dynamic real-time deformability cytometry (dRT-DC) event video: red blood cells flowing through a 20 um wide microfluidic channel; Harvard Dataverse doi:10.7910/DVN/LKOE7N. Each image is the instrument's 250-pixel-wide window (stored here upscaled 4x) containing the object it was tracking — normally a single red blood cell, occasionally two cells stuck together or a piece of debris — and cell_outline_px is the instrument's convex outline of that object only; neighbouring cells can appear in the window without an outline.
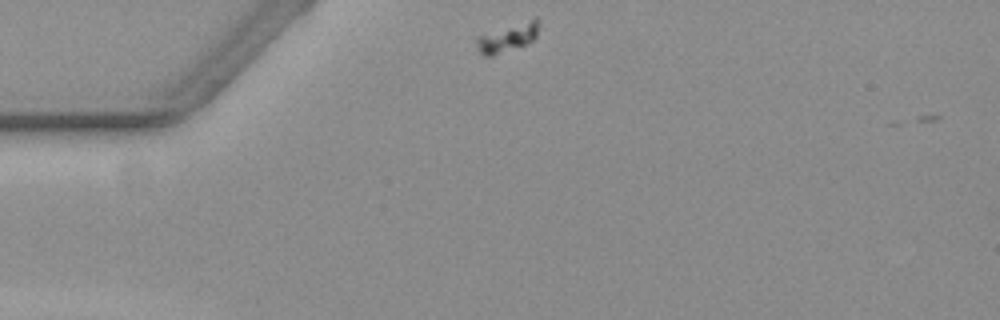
{"species": "common noctule bat (a hibernating species)", "species_latin": "Nyctalus noctula", "temperature_condition": "warm", "stored_images_in_passage": 2, "camera_frame_rate_fps": 3000, "um_per_image_px": 0.085, "animal": {"sex": "female", "body_mass_g": 19.3, "forearm_length_mm": 54.1}, "frame": {"image": 1, "passage_image": 1, "time_ms": 0.0, "image_size_px": [1000, 320], "cell_outline_px": [[536, 36], [528, 44], [492, 56], [484, 56], [480, 52], [476, 44], [476, 36], [536, 16]], "centroid_in_image_um": [43.1, 3.2], "position_along_channel_um": 41.9, "area_um2": 10.23}}